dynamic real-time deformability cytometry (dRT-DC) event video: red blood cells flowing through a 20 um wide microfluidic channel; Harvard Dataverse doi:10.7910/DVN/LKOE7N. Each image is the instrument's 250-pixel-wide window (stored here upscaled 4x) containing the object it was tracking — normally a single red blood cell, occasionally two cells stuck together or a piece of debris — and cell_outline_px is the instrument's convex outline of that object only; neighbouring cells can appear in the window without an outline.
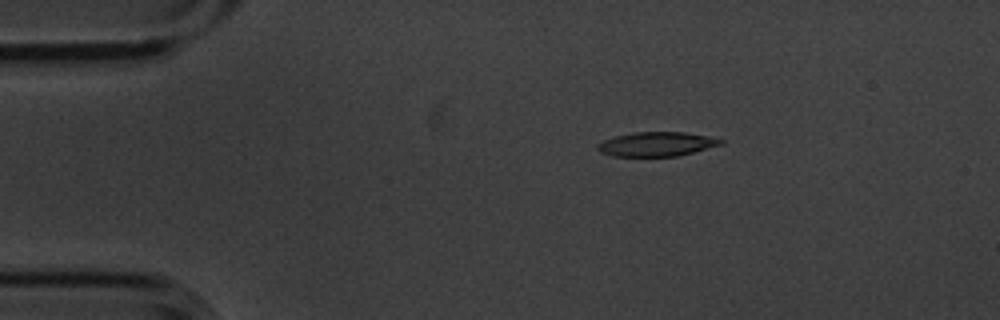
{"species": "common noctule bat (a hibernating species)", "species_latin": "Nyctalus noctula", "temperature_condition": "cold", "stored_images_in_passage": 5, "camera_frame_rate_fps": 3000, "um_per_image_px": 0.085, "animal": {"sex": "male", "body_mass_g": 20.1, "forearm_length_mm": 53.5}, "frame": {"image": 1, "passage_image": 5, "time_ms": 1.333, "image_size_px": [1000, 320], "cell_outline_px": [[724, 144], [676, 156], [612, 156], [600, 152], [596, 148], [596, 144], [604, 140], [616, 136], [632, 132], [684, 132], [708, 136], [724, 140]], "centroid_in_image_um": [55.79, 12.24], "position_along_channel_um": 29.2, "area_um2": 17.4}}